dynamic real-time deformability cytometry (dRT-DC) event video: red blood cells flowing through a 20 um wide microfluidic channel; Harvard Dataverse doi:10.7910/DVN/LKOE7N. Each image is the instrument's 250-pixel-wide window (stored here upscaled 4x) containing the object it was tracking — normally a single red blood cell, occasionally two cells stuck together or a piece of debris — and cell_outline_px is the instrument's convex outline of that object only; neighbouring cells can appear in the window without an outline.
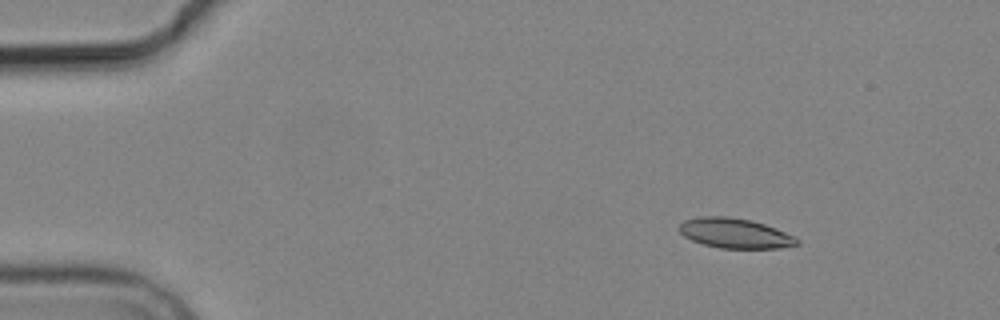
{"species": "common noctule bat (a hibernating species)", "species_latin": "Nyctalus noctula", "temperature_condition": "cold", "stored_images_in_passage": 8, "segment_of_instrument_passage": [1, 2], "camera_frame_rate_fps": 3000, "um_per_image_px": 0.085, "animal": {"sex": "male", "body_mass_g": 19.2, "forearm_length_mm": 51.8}, "frame": {"image": 1, "passage_image": 3, "time_ms": 2.333, "image_size_px": [1000, 320], "cell_outline_px": [[800, 244], [780, 248], [720, 248], [704, 244], [692, 240], [684, 236], [680, 232], [680, 224], [684, 220], [700, 216], [728, 216], [752, 220], [776, 228], [796, 236], [800, 240]], "centroid_in_image_um": [62.52, 19.82], "position_along_channel_um": 22.5, "area_um2": 20.63}}
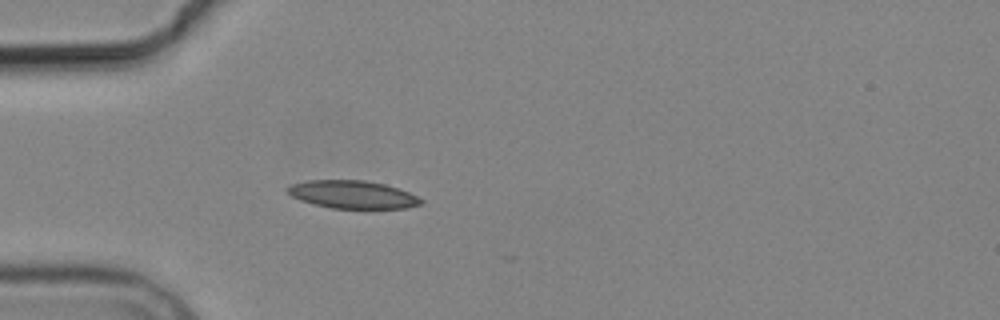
{"frame": {"image": 2, "passage_image": 5, "time_ms": 5.333, "image_size_px": [1000, 320], "cell_outline_px": [[424, 200], [420, 204], [404, 208], [332, 208], [300, 200], [292, 196], [284, 188], [292, 184], [308, 180], [364, 180], [384, 184], [408, 192]], "centroid_in_image_um": [29.94, 16.52], "position_along_channel_um": 55.1, "area_um2": 21.39}}